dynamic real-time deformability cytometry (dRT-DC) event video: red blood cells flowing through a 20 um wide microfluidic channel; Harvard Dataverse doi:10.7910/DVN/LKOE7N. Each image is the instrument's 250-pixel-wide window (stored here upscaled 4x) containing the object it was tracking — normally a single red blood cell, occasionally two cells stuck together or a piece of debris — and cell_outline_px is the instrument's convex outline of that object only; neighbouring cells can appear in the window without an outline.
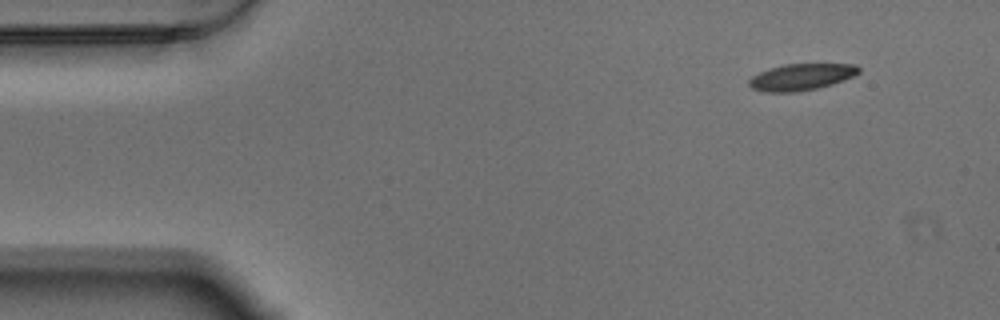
{"species": "Egyptian fruit bat (a non-hibernating species)", "species_latin": "Rousettus aegyptiacus", "temperature_condition": "warm", "stored_images_in_passage": 53, "camera_frame_rate_fps": 3000, "um_per_image_px": 0.085, "animal": {"sex": "male"}, "frame": {"image": 1, "passage_image": 1, "time_ms": 0.0, "image_size_px": [1000, 320], "cell_outline_px": [[860, 72], [844, 80], [832, 84], [816, 88], [796, 92], [764, 92], [752, 88], [748, 84], [748, 80], [752, 76], [768, 68], [784, 64], [856, 64], [860, 68]], "centroid_in_image_um": [68.09, 6.54], "position_along_channel_um": 16.9, "area_um2": 16.99}}
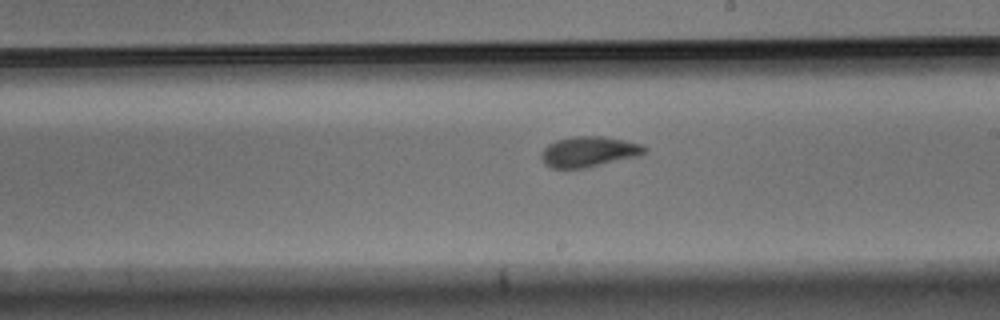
{"frame": {"image": 2, "passage_image": 28, "time_ms": 9.0, "image_size_px": [1000, 320], "cell_outline_px": [[648, 148], [640, 156], [588, 168], [552, 168], [544, 164], [540, 160], [540, 152], [548, 144], [556, 140], [572, 136], [600, 136], [624, 140], [640, 144]], "centroid_in_image_um": [50.02, 12.91], "position_along_channel_um": 239.0, "area_um2": 18.61}}
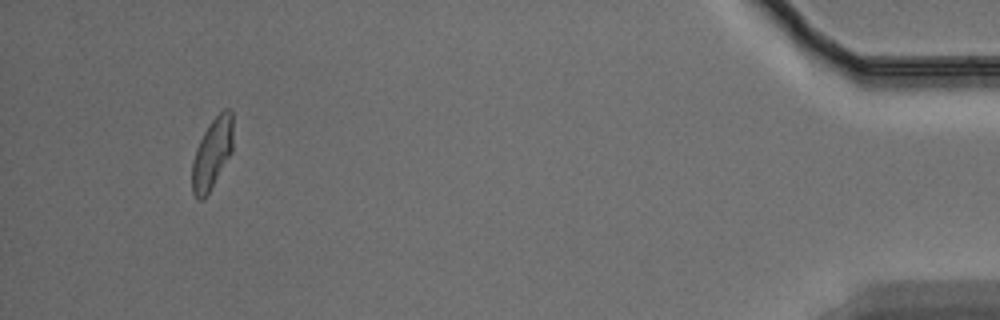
{"frame": {"image": 3, "passage_image": 50, "time_ms": 16.333, "image_size_px": [1000, 320], "cell_outline_px": [[232, 152], [204, 200], [196, 200], [192, 192], [192, 160], [196, 148], [204, 132], [212, 120], [224, 108], [232, 108]], "centroid_in_image_um": [18.02, 13.06], "position_along_channel_um": 417.2, "area_um2": 16.88}, "authors_computed_cell_mechanics": {"area_um2": 17.7446, "velocity_mm_per_s": 3.4529, "shape_relaxation_time_tau1_ms": 4.2843, "shape_relaxation_time_tau2_ms": 1.6333, "deformation_change_tau1": 0.1432, "deformation_change_tau2": 0.0636}}